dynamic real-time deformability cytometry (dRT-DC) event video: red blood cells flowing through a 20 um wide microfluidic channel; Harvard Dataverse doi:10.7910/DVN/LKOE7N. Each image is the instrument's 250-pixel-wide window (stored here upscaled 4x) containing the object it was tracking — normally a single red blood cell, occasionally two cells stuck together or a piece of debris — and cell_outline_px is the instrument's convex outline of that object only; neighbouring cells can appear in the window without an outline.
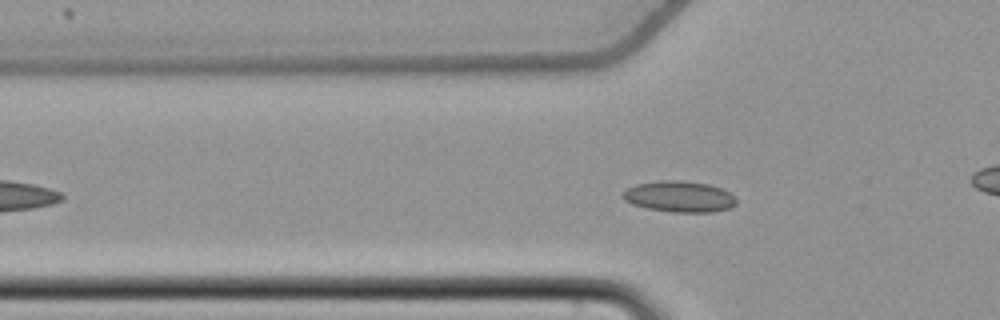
{"species": "common noctule bat (a hibernating species)", "species_latin": "Nyctalus noctula", "temperature_condition": "cold", "stored_images_in_passage": 48, "camera_frame_rate_fps": 3000, "um_per_image_px": 0.085, "animal": {"sex": "female", "body_mass_g": 22.7, "forearm_length_mm": 54.2}, "frame": {"image": 1, "passage_image": 11, "time_ms": 3.333, "image_size_px": [1000, 320], "cell_outline_px": [[736, 204], [728, 208], [712, 212], [672, 212], [648, 208], [632, 204], [624, 200], [620, 196], [628, 188], [636, 184], [660, 180], [680, 180], [708, 184], [720, 188], [736, 196]], "centroid_in_image_um": [57.73, 16.7], "position_along_channel_um": 68.1, "area_um2": 20.52}}
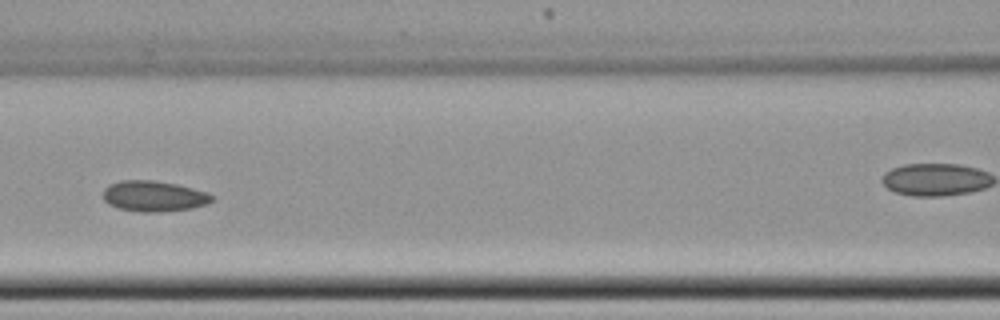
{"frame": {"image": 2, "passage_image": 18, "time_ms": 5.667, "image_size_px": [1000, 320], "cell_outline_px": [[216, 196], [208, 204], [192, 208], [156, 212], [140, 212], [120, 208], [108, 204], [104, 200], [104, 188], [108, 184], [120, 180], [152, 180], [176, 184], [208, 192]], "centroid_in_image_um": [13.09, 16.67], "position_along_channel_um": 153.5, "area_um2": 19.54}}
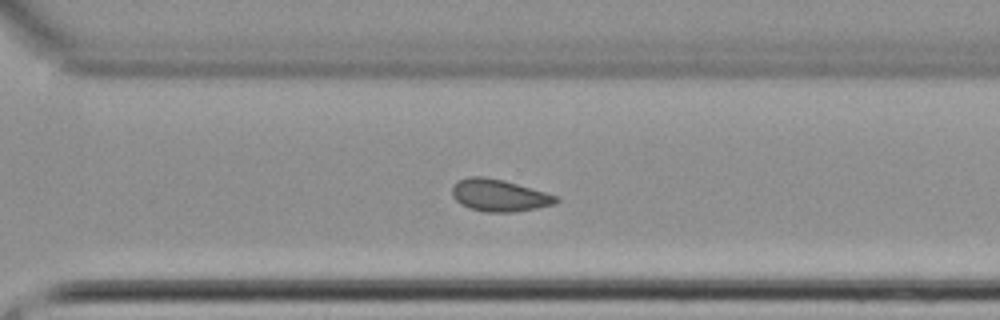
{"frame": {"image": 3, "passage_image": 32, "time_ms": 10.333, "image_size_px": [1000, 320], "cell_outline_px": [[560, 200], [556, 204], [536, 208], [512, 212], [484, 212], [468, 208], [460, 204], [452, 196], [452, 184], [456, 180], [468, 176], [484, 176], [504, 180], [560, 196]], "centroid_in_image_um": [42.42, 16.6], "position_along_channel_um": 328.2, "area_um2": 19.83}}